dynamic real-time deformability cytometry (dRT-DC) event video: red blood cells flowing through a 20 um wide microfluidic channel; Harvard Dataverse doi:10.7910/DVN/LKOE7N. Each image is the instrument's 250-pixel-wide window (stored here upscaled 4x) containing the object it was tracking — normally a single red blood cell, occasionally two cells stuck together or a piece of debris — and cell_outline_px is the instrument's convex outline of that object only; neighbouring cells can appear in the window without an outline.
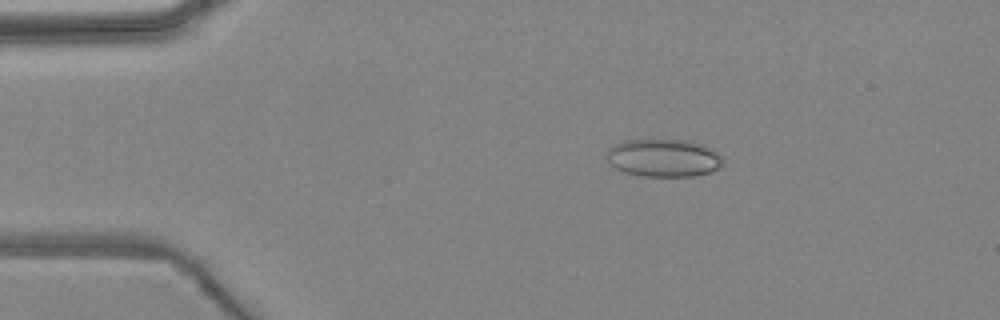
{"species": "common noctule bat (a hibernating species)", "species_latin": "Nyctalus noctula", "temperature_condition": "warm", "stored_images_in_passage": 5, "camera_frame_rate_fps": 3000, "um_per_image_px": 0.085, "animal": {"sex": "female", "body_mass_g": 24.6, "forearm_length_mm": 56.2}, "frame": {"image": 1, "passage_image": 2, "time_ms": 1.333, "image_size_px": [1000, 320], "cell_outline_px": [[724, 164], [720, 168], [712, 172], [696, 176], [640, 176], [624, 172], [616, 168], [608, 160], [608, 148], [624, 140], [688, 140], [700, 144], [708, 148], [720, 156], [724, 160]], "centroid_in_image_um": [56.43, 13.44], "position_along_channel_um": 28.6, "area_um2": 25.49}}